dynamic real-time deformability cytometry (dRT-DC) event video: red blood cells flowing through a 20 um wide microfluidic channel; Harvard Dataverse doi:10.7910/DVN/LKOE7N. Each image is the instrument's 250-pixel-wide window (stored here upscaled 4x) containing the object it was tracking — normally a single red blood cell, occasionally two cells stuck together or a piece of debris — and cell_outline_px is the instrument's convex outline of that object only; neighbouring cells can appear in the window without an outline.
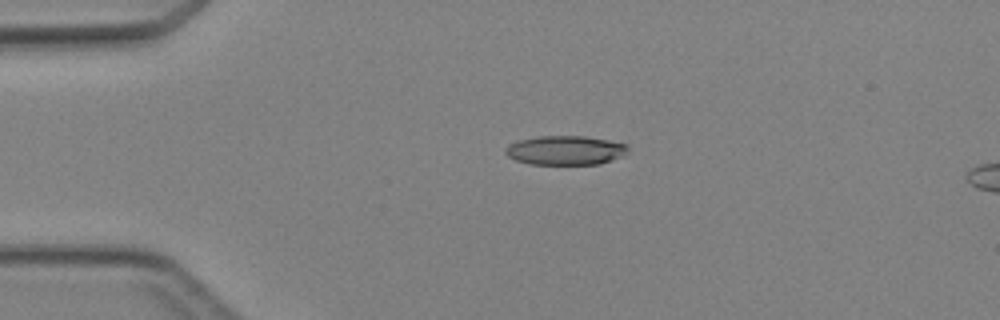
{"species": "Egyptian fruit bat (a non-hibernating species)", "species_latin": "Rousettus aegyptiacus", "temperature_condition": "cold", "stored_images_in_passage": 4, "camera_frame_rate_fps": 3000, "um_per_image_px": 0.085, "animal": {"sex": "female"}, "frame": {"image": 1, "passage_image": 2, "time_ms": 2.0, "image_size_px": [1000, 320], "cell_outline_px": [[628, 148], [624, 156], [600, 164], [528, 164], [516, 160], [508, 156], [504, 152], [504, 148], [508, 144], [520, 140], [540, 136], [584, 136], [608, 140], [628, 144]], "centroid_in_image_um": [48.06, 12.78], "position_along_channel_um": 36.9, "area_um2": 20.92}}
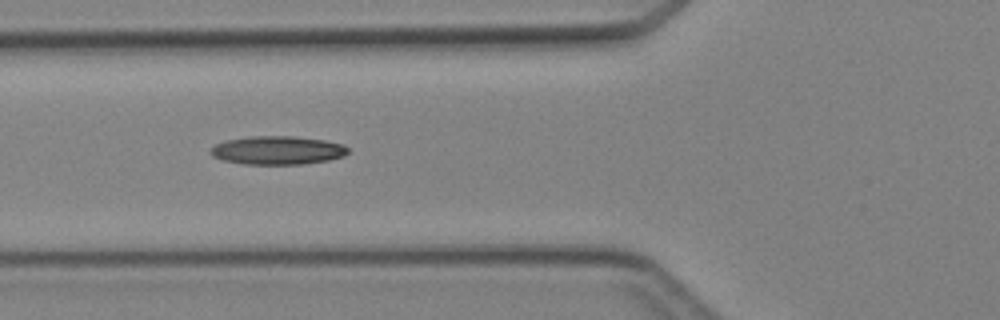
{"frame": {"image": 2, "passage_image": 4, "time_ms": 4.333, "image_size_px": [1000, 320], "cell_outline_px": [[348, 152], [344, 156], [328, 160], [304, 164], [244, 164], [224, 160], [212, 156], [208, 152], [216, 144], [228, 140], [248, 136], [292, 136], [324, 140], [344, 144], [348, 148]], "centroid_in_image_um": [23.6, 12.77], "position_along_channel_um": 102.2, "area_um2": 22.77}}